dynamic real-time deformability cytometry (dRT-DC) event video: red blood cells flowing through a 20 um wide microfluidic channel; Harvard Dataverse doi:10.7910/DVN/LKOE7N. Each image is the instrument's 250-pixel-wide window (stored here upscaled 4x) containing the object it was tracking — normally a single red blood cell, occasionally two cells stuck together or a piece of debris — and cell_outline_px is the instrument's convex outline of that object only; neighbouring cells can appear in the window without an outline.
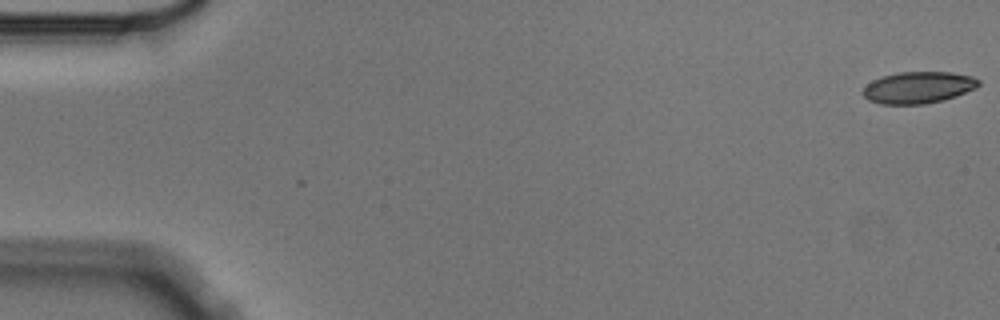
{"species": "Egyptian fruit bat (a non-hibernating species)", "species_latin": "Rousettus aegyptiacus", "temperature_condition": "cold", "stored_images_in_passage": 5, "camera_frame_rate_fps": 3000, "um_per_image_px": 0.085, "animal": {"sex": "male"}, "frame": {"image": 1, "passage_image": 1, "time_ms": 0.0, "image_size_px": [1000, 320], "cell_outline_px": [[980, 84], [976, 88], [956, 96], [944, 100], [924, 104], [880, 104], [868, 100], [864, 96], [864, 88], [872, 80], [880, 76], [896, 72], [952, 72], [972, 76], [980, 80]], "centroid_in_image_um": [78.06, 7.43], "position_along_channel_um": 6.9, "area_um2": 21.5}}
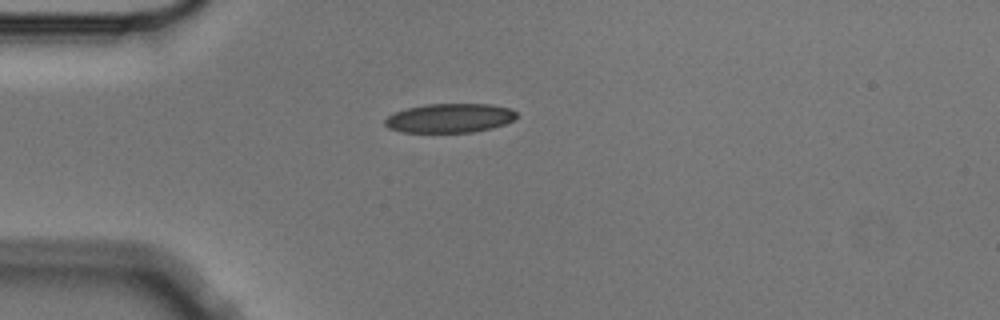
{"frame": {"image": 2, "passage_image": 5, "time_ms": 1.333, "image_size_px": [1000, 320], "cell_outline_px": [[516, 120], [492, 128], [472, 132], [400, 132], [388, 128], [384, 124], [384, 120], [388, 116], [396, 112], [408, 108], [428, 104], [492, 104], [508, 108], [516, 112]], "centroid_in_image_um": [38.23, 10.04], "position_along_channel_um": 46.8, "area_um2": 22.31}}